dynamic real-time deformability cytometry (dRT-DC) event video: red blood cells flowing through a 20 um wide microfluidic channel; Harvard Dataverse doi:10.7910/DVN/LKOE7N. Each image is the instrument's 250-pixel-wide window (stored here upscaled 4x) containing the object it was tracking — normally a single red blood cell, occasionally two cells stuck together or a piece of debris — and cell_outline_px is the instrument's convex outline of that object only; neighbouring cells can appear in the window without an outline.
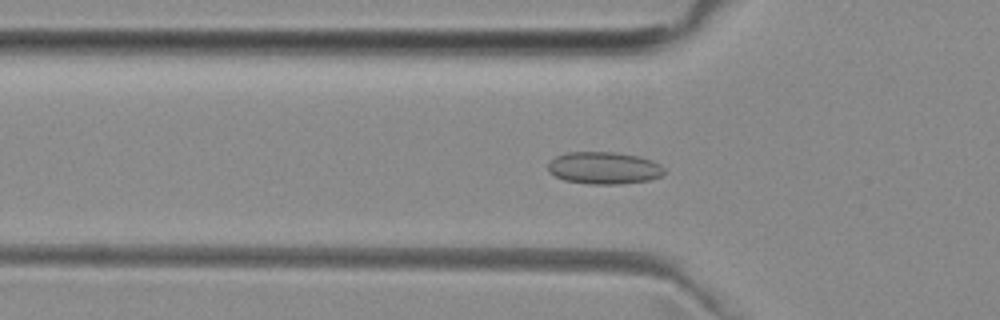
{"species": "common noctule bat (a hibernating species)", "species_latin": "Nyctalus noctula", "temperature_condition": "room temperature", "stored_images_in_passage": 53, "camera_frame_rate_fps": 3000, "um_per_image_px": 0.085, "animal": {"sex": "female", "body_mass_g": 29.2, "forearm_length_mm": 56.3}, "frame": {"image": 1, "passage_image": 17, "time_ms": 5.333, "image_size_px": [1000, 320], "cell_outline_px": [[664, 172], [660, 176], [648, 180], [620, 184], [588, 184], [564, 180], [548, 172], [548, 164], [556, 156], [568, 152], [612, 152], [640, 156], [652, 160], [660, 164], [664, 168]], "centroid_in_image_um": [51.33, 14.28], "position_along_channel_um": 74.5, "area_um2": 21.79}}
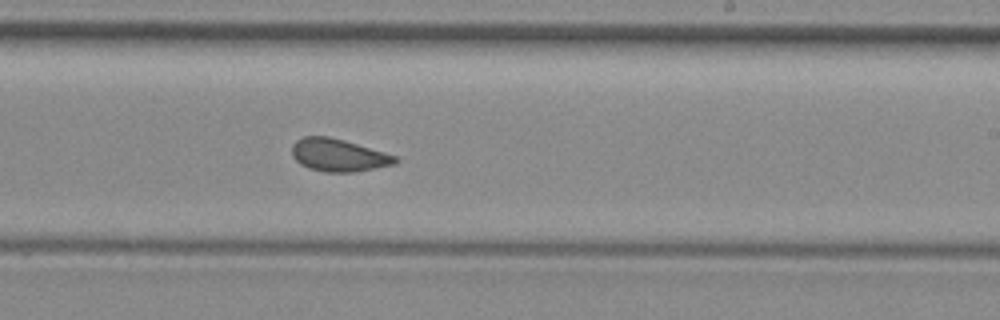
{"frame": {"image": 2, "passage_image": 31, "time_ms": 10.0, "image_size_px": [1000, 320], "cell_outline_px": [[400, 160], [396, 164], [356, 172], [324, 172], [308, 168], [300, 164], [292, 156], [292, 144], [296, 140], [304, 136], [328, 136], [344, 140], [384, 152], [396, 156]], "centroid_in_image_um": [28.77, 13.19], "position_along_channel_um": 260.2, "area_um2": 19.77}}
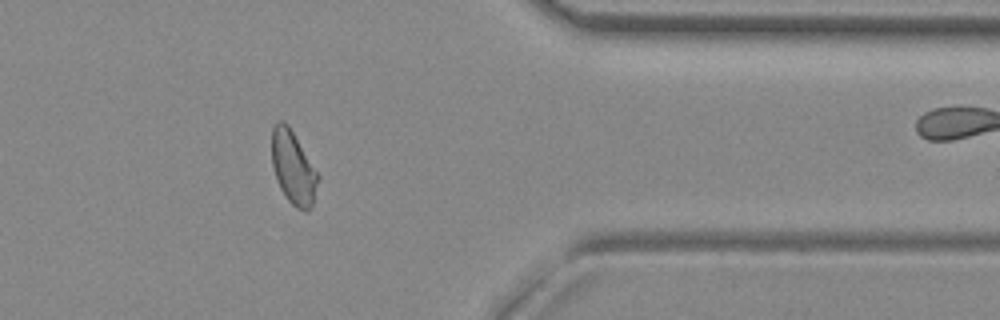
{"frame": {"image": 3, "passage_image": 42, "time_ms": 13.667, "image_size_px": [1000, 320], "cell_outline_px": [[320, 176], [312, 204], [304, 212], [296, 208], [288, 200], [280, 188], [276, 180], [272, 164], [272, 128], [280, 120], [284, 120], [288, 124]], "centroid_in_image_um": [24.91, 14.24], "position_along_channel_um": 386.5, "area_um2": 19.59}, "authors_computed_cell_mechanics": {"area_um2": 20.1144, "velocity_mm_per_s": 3.9712, "shape_relaxation_time_tau1_ms": null, "shape_relaxation_time_tau2_ms": 1.0168, "deformation_change_tau1": null, "deformation_change_tau2": 0.0735}}